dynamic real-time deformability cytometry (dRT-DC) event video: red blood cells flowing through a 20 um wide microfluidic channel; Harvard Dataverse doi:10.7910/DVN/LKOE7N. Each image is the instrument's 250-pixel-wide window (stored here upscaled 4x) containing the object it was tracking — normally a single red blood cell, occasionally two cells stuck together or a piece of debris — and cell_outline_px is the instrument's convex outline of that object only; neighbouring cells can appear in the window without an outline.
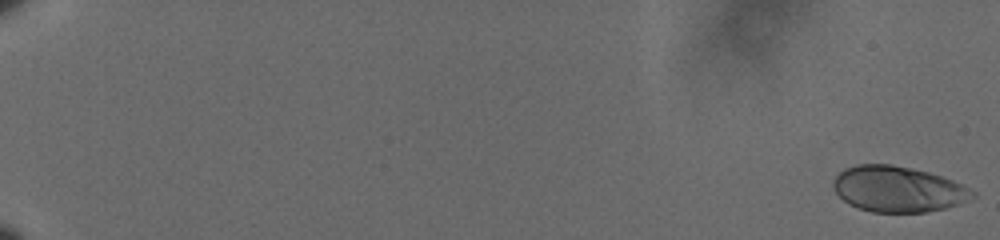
{"species": "human", "species_latin": "Homo sapiens", "temperature_condition": "cold", "stored_images_in_passage": 17, "camera_frame_rate_fps": 3000, "um_per_image_px": 0.085, "donor": {"sex": "male"}, "frame": {"image": 1, "passage_image": 1, "time_ms": 0.0, "image_size_px": [1000, 240], "cell_outline_px": [[976, 196], [956, 204], [944, 208], [924, 212], [872, 212], [848, 204], [832, 188], [832, 184], [836, 176], [844, 168], [856, 164], [892, 164], [912, 168], [928, 172], [952, 180], [976, 192]], "centroid_in_image_um": [76.29, 16.06], "position_along_channel_um": 8.7, "area_um2": 36.88}}
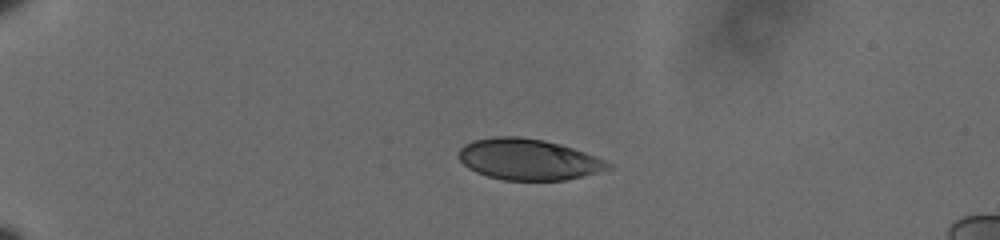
{"frame": {"image": 2, "passage_image": 12, "time_ms": 3.667, "image_size_px": [1000, 240], "cell_outline_px": [[612, 168], [600, 172], [564, 180], [504, 180], [488, 176], [476, 172], [468, 168], [460, 160], [460, 148], [464, 144], [472, 140], [492, 136], [520, 136], [544, 140], [560, 144], [596, 156], [612, 164]], "centroid_in_image_um": [44.91, 13.54], "position_along_channel_um": 40.1, "area_um2": 35.78}}
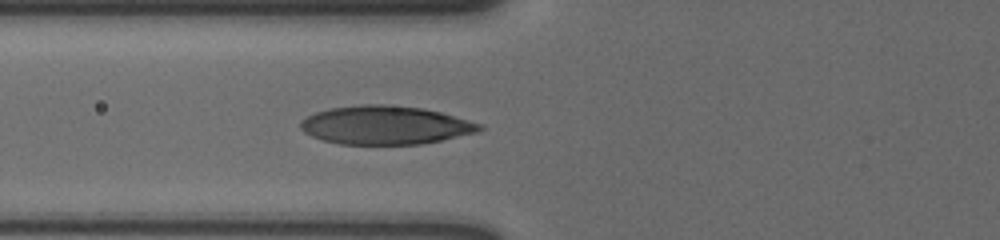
{"frame": {"image": 3, "passage_image": 17, "time_ms": 5.333, "image_size_px": [1000, 240], "cell_outline_px": [[484, 128], [480, 132], [420, 144], [340, 144], [324, 140], [312, 136], [304, 132], [300, 128], [300, 124], [308, 116], [316, 112], [332, 108], [360, 104], [384, 104], [424, 108], [440, 112], [484, 124]], "centroid_in_image_um": [32.8, 10.63], "position_along_channel_um": 93.0, "area_um2": 40.11}}